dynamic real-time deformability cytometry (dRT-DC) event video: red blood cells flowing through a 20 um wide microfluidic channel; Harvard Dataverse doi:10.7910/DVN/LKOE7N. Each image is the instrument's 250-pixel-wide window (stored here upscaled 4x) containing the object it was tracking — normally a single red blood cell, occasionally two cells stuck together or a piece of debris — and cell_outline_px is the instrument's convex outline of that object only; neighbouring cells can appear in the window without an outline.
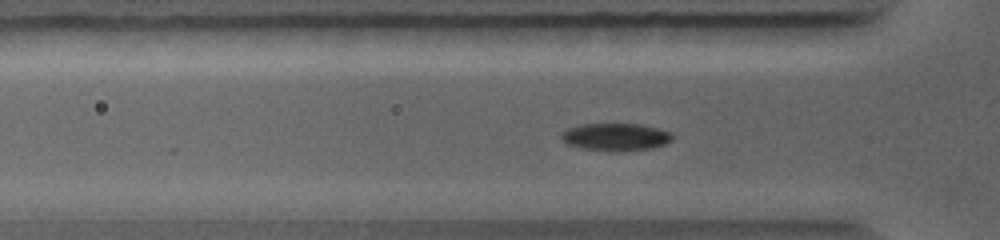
{"species": "common noctule bat (a hibernating species)", "species_latin": "Nyctalus noctula", "temperature_condition": "warm", "stored_images_in_passage": 43, "camera_frame_rate_fps": 5000, "um_per_image_px": 0.085, "animal": {"sex": "female", "body_mass_g": 19.0, "forearm_length_mm": 56.7}, "frame": {"image": 1, "passage_image": 15, "time_ms": 2.8, "image_size_px": [1000, 240], "cell_outline_px": [[676, 136], [672, 140], [664, 144], [648, 148], [620, 152], [616, 152], [580, 148], [568, 144], [560, 136], [560, 132], [568, 128], [580, 124], [640, 124], [672, 132]], "centroid_in_image_um": [52.33, 11.64], "position_along_channel_um": 73.5, "area_um2": 17.92}}
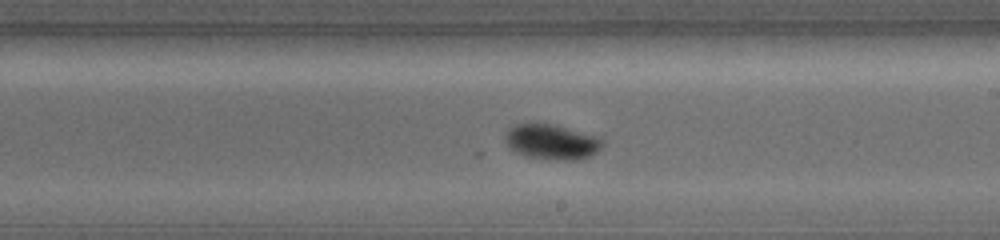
{"frame": {"image": 2, "passage_image": 31, "time_ms": 6.0, "image_size_px": [1000, 240], "cell_outline_px": [[604, 144], [592, 156], [576, 160], [560, 160], [524, 156], [508, 148], [504, 140], [504, 136], [508, 128], [512, 124], [532, 120], [536, 120], [556, 124], [596, 136], [604, 140]], "centroid_in_image_um": [46.82, 12.0], "position_along_channel_um": 242.2, "area_um2": 20.87}}
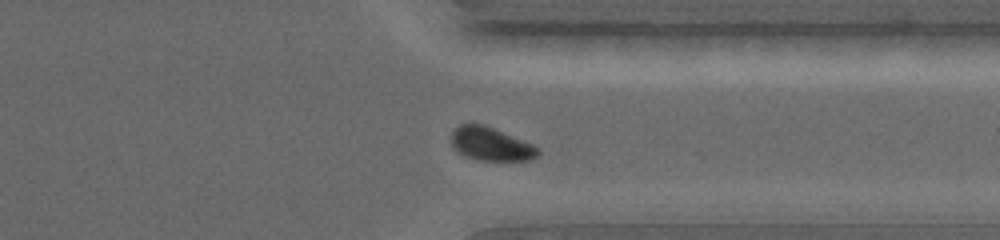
{"frame": {"image": 3, "passage_image": 43, "time_ms": 8.4, "image_size_px": [1000, 240], "cell_outline_px": [[540, 152], [532, 160], [480, 160], [464, 156], [452, 144], [452, 132], [460, 124], [484, 124], [532, 144], [540, 148]], "centroid_in_image_um": [41.75, 12.24], "position_along_channel_um": 369.7, "area_um2": 16.59}}